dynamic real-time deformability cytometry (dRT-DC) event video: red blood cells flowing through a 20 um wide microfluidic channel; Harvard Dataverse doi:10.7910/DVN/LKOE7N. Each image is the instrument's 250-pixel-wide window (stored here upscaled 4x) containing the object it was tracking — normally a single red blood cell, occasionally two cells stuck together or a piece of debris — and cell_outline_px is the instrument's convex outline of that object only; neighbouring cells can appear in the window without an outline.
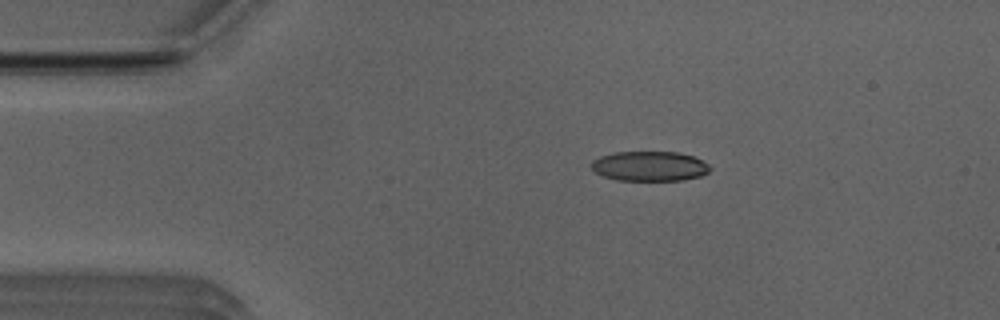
{"species": "Egyptian fruit bat (a non-hibernating species)", "species_latin": "Rousettus aegyptiacus", "temperature_condition": "room temperature", "stored_images_in_passage": 51, "camera_frame_rate_fps": 3000, "um_per_image_px": 0.085, "animal": {"sex": "male"}, "frame": {"image": 1, "passage_image": 9, "time_ms": 2.667, "image_size_px": [1000, 320], "cell_outline_px": [[712, 168], [708, 172], [700, 176], [684, 180], [616, 180], [604, 176], [596, 172], [592, 168], [592, 160], [600, 156], [612, 152], [680, 152], [692, 156], [708, 164]], "centroid_in_image_um": [55.21, 14.12], "position_along_channel_um": 29.8, "area_um2": 20.58}}
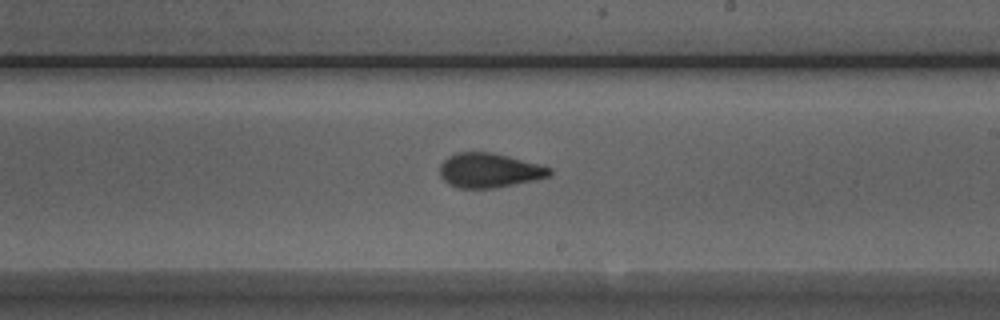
{"frame": {"image": 2, "passage_image": 29, "time_ms": 9.333, "image_size_px": [1000, 320], "cell_outline_px": [[552, 172], [548, 176], [536, 180], [496, 188], [456, 188], [448, 184], [440, 176], [440, 164], [448, 156], [456, 152], [492, 152], [508, 156], [552, 168]], "centroid_in_image_um": [41.56, 14.49], "position_along_channel_um": 247.4, "area_um2": 22.14}}
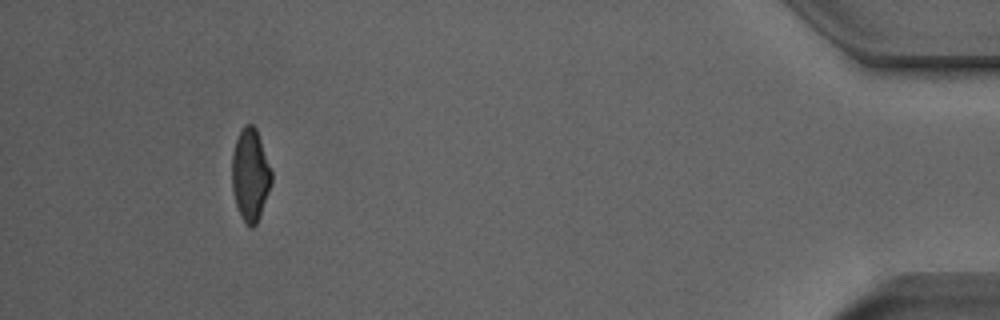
{"frame": {"image": 3, "passage_image": 47, "time_ms": 15.333, "image_size_px": [1000, 320], "cell_outline_px": [[272, 180], [260, 216], [256, 224], [252, 228], [244, 224], [240, 216], [236, 204], [232, 188], [232, 152], [236, 140], [244, 124], [252, 124], [256, 128], [272, 172]], "centroid_in_image_um": [21.26, 14.88], "position_along_channel_um": 413.9, "area_um2": 21.21}, "authors_computed_cell_mechanics": {"area_um2": 21.8484, "velocity_mm_per_s": 3.9822, "shape_relaxation_time_tau1_ms": 6.6087, "shape_relaxation_time_tau2_ms": 1.5405, "deformation_change_tau1": 0.1617, "deformation_change_tau2": 0.0893}}